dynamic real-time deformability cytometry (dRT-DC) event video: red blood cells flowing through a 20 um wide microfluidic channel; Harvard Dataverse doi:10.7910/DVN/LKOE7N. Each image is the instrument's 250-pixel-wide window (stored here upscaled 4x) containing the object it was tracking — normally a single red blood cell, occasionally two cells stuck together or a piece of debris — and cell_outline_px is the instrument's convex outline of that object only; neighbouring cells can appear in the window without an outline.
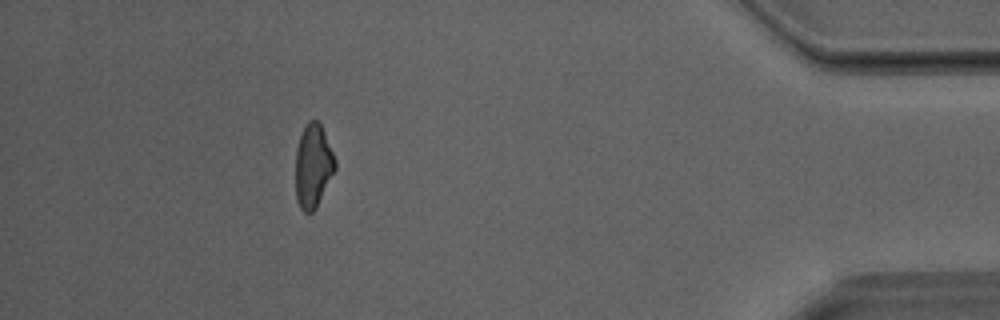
{"species": "Egyptian fruit bat (a non-hibernating species)", "species_latin": "Rousettus aegyptiacus", "temperature_condition": "room temperature", "stored_images_in_passage": 37, "camera_frame_rate_fps": 3000, "um_per_image_px": 0.085, "animal": {"sex": "male"}, "frame": {"image": 1, "passage_image": 36, "time_ms": 11.667, "image_size_px": [1000, 320], "cell_outline_px": [[336, 168], [316, 208], [312, 212], [304, 212], [300, 208], [296, 200], [296, 148], [300, 136], [308, 120], [316, 120], [320, 124], [324, 132], [336, 160]], "centroid_in_image_um": [26.61, 14.12], "position_along_channel_um": 408.6, "area_um2": 19.13}}